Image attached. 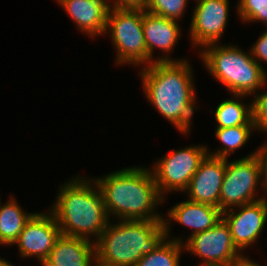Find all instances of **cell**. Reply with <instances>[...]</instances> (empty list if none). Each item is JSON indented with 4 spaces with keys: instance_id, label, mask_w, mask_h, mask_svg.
I'll return each instance as SVG.
<instances>
[{
    "instance_id": "1",
    "label": "cell",
    "mask_w": 267,
    "mask_h": 266,
    "mask_svg": "<svg viewBox=\"0 0 267 266\" xmlns=\"http://www.w3.org/2000/svg\"><path fill=\"white\" fill-rule=\"evenodd\" d=\"M192 72L189 61L183 60L154 61L139 73L149 103L185 135L191 131L198 103Z\"/></svg>"
},
{
    "instance_id": "2",
    "label": "cell",
    "mask_w": 267,
    "mask_h": 266,
    "mask_svg": "<svg viewBox=\"0 0 267 266\" xmlns=\"http://www.w3.org/2000/svg\"><path fill=\"white\" fill-rule=\"evenodd\" d=\"M102 177L94 180L109 219L115 216L119 220L163 221V215L156 210L164 198L149 168L133 166Z\"/></svg>"
},
{
    "instance_id": "3",
    "label": "cell",
    "mask_w": 267,
    "mask_h": 266,
    "mask_svg": "<svg viewBox=\"0 0 267 266\" xmlns=\"http://www.w3.org/2000/svg\"><path fill=\"white\" fill-rule=\"evenodd\" d=\"M58 189L59 194L49 210L56 218L61 234L96 242L110 219L95 180L77 175Z\"/></svg>"
},
{
    "instance_id": "4",
    "label": "cell",
    "mask_w": 267,
    "mask_h": 266,
    "mask_svg": "<svg viewBox=\"0 0 267 266\" xmlns=\"http://www.w3.org/2000/svg\"><path fill=\"white\" fill-rule=\"evenodd\" d=\"M166 238L163 221L109 220L96 245V266H136Z\"/></svg>"
},
{
    "instance_id": "5",
    "label": "cell",
    "mask_w": 267,
    "mask_h": 266,
    "mask_svg": "<svg viewBox=\"0 0 267 266\" xmlns=\"http://www.w3.org/2000/svg\"><path fill=\"white\" fill-rule=\"evenodd\" d=\"M199 57L212 77L232 95H255L267 86V72L251 56L236 45L212 43L200 50Z\"/></svg>"
},
{
    "instance_id": "6",
    "label": "cell",
    "mask_w": 267,
    "mask_h": 266,
    "mask_svg": "<svg viewBox=\"0 0 267 266\" xmlns=\"http://www.w3.org/2000/svg\"><path fill=\"white\" fill-rule=\"evenodd\" d=\"M142 9L109 8L105 33L111 36L116 64L148 66V53L142 27ZM142 64V65H141Z\"/></svg>"
},
{
    "instance_id": "7",
    "label": "cell",
    "mask_w": 267,
    "mask_h": 266,
    "mask_svg": "<svg viewBox=\"0 0 267 266\" xmlns=\"http://www.w3.org/2000/svg\"><path fill=\"white\" fill-rule=\"evenodd\" d=\"M258 184H261L262 190L267 191L262 163L257 151L231 162L226 159V170L220 190L221 211L265 198V196L257 197Z\"/></svg>"
},
{
    "instance_id": "8",
    "label": "cell",
    "mask_w": 267,
    "mask_h": 266,
    "mask_svg": "<svg viewBox=\"0 0 267 266\" xmlns=\"http://www.w3.org/2000/svg\"><path fill=\"white\" fill-rule=\"evenodd\" d=\"M208 146L192 145L173 150L162 156L152 165L154 180L160 195L164 198L169 192H184L201 161L207 155Z\"/></svg>"
},
{
    "instance_id": "9",
    "label": "cell",
    "mask_w": 267,
    "mask_h": 266,
    "mask_svg": "<svg viewBox=\"0 0 267 266\" xmlns=\"http://www.w3.org/2000/svg\"><path fill=\"white\" fill-rule=\"evenodd\" d=\"M184 250L202 259L198 266L210 263L238 262L242 254L234 245L229 225L222 218L214 227L188 236Z\"/></svg>"
},
{
    "instance_id": "10",
    "label": "cell",
    "mask_w": 267,
    "mask_h": 266,
    "mask_svg": "<svg viewBox=\"0 0 267 266\" xmlns=\"http://www.w3.org/2000/svg\"><path fill=\"white\" fill-rule=\"evenodd\" d=\"M60 236L61 230L51 211L34 212L13 245L17 244L21 257H36L42 265Z\"/></svg>"
},
{
    "instance_id": "11",
    "label": "cell",
    "mask_w": 267,
    "mask_h": 266,
    "mask_svg": "<svg viewBox=\"0 0 267 266\" xmlns=\"http://www.w3.org/2000/svg\"><path fill=\"white\" fill-rule=\"evenodd\" d=\"M197 1V2H196ZM189 36L192 47L200 51L204 46L220 43L229 16V0H196ZM195 45V46H194Z\"/></svg>"
},
{
    "instance_id": "12",
    "label": "cell",
    "mask_w": 267,
    "mask_h": 266,
    "mask_svg": "<svg viewBox=\"0 0 267 266\" xmlns=\"http://www.w3.org/2000/svg\"><path fill=\"white\" fill-rule=\"evenodd\" d=\"M222 218L229 225L234 245L243 254L261 237L267 222V199L226 210L222 212Z\"/></svg>"
},
{
    "instance_id": "13",
    "label": "cell",
    "mask_w": 267,
    "mask_h": 266,
    "mask_svg": "<svg viewBox=\"0 0 267 266\" xmlns=\"http://www.w3.org/2000/svg\"><path fill=\"white\" fill-rule=\"evenodd\" d=\"M226 170V159L206 155L187 189L188 200L220 208V190Z\"/></svg>"
},
{
    "instance_id": "14",
    "label": "cell",
    "mask_w": 267,
    "mask_h": 266,
    "mask_svg": "<svg viewBox=\"0 0 267 266\" xmlns=\"http://www.w3.org/2000/svg\"><path fill=\"white\" fill-rule=\"evenodd\" d=\"M177 21L167 19L163 16L152 14L143 10L142 27L145 38V44L148 53V65L154 61H183L184 59H173L168 54L175 48L178 39H180L181 29ZM162 50L164 56L154 57L155 49ZM156 59V60H155Z\"/></svg>"
},
{
    "instance_id": "15",
    "label": "cell",
    "mask_w": 267,
    "mask_h": 266,
    "mask_svg": "<svg viewBox=\"0 0 267 266\" xmlns=\"http://www.w3.org/2000/svg\"><path fill=\"white\" fill-rule=\"evenodd\" d=\"M71 17L80 32L94 38L104 35L109 1L107 0H56Z\"/></svg>"
},
{
    "instance_id": "16",
    "label": "cell",
    "mask_w": 267,
    "mask_h": 266,
    "mask_svg": "<svg viewBox=\"0 0 267 266\" xmlns=\"http://www.w3.org/2000/svg\"><path fill=\"white\" fill-rule=\"evenodd\" d=\"M42 266H96L95 242L61 234Z\"/></svg>"
},
{
    "instance_id": "17",
    "label": "cell",
    "mask_w": 267,
    "mask_h": 266,
    "mask_svg": "<svg viewBox=\"0 0 267 266\" xmlns=\"http://www.w3.org/2000/svg\"><path fill=\"white\" fill-rule=\"evenodd\" d=\"M167 214L170 221L193 229L190 236L214 227L222 219L220 208L188 199L174 205Z\"/></svg>"
},
{
    "instance_id": "18",
    "label": "cell",
    "mask_w": 267,
    "mask_h": 266,
    "mask_svg": "<svg viewBox=\"0 0 267 266\" xmlns=\"http://www.w3.org/2000/svg\"><path fill=\"white\" fill-rule=\"evenodd\" d=\"M33 214L25 212L14 196L6 204L0 202V245H13Z\"/></svg>"
},
{
    "instance_id": "19",
    "label": "cell",
    "mask_w": 267,
    "mask_h": 266,
    "mask_svg": "<svg viewBox=\"0 0 267 266\" xmlns=\"http://www.w3.org/2000/svg\"><path fill=\"white\" fill-rule=\"evenodd\" d=\"M166 229V238L150 254L144 255L136 266H180V256L184 250L182 237H170V221L163 219Z\"/></svg>"
},
{
    "instance_id": "20",
    "label": "cell",
    "mask_w": 267,
    "mask_h": 266,
    "mask_svg": "<svg viewBox=\"0 0 267 266\" xmlns=\"http://www.w3.org/2000/svg\"><path fill=\"white\" fill-rule=\"evenodd\" d=\"M243 97L245 98L247 96L232 94V98L222 101L216 107L214 112L217 123L216 128H230L239 125H254L252 100L246 105L242 102Z\"/></svg>"
},
{
    "instance_id": "21",
    "label": "cell",
    "mask_w": 267,
    "mask_h": 266,
    "mask_svg": "<svg viewBox=\"0 0 267 266\" xmlns=\"http://www.w3.org/2000/svg\"><path fill=\"white\" fill-rule=\"evenodd\" d=\"M252 131H255L254 125H239L230 128H216L215 136L220 141L222 146L210 152L207 150V154L214 157L228 159L230 154L234 151L242 148L251 137Z\"/></svg>"
},
{
    "instance_id": "22",
    "label": "cell",
    "mask_w": 267,
    "mask_h": 266,
    "mask_svg": "<svg viewBox=\"0 0 267 266\" xmlns=\"http://www.w3.org/2000/svg\"><path fill=\"white\" fill-rule=\"evenodd\" d=\"M188 0H148L145 11L179 21L185 12Z\"/></svg>"
},
{
    "instance_id": "23",
    "label": "cell",
    "mask_w": 267,
    "mask_h": 266,
    "mask_svg": "<svg viewBox=\"0 0 267 266\" xmlns=\"http://www.w3.org/2000/svg\"><path fill=\"white\" fill-rule=\"evenodd\" d=\"M236 8L243 23L257 21L267 27V0H238Z\"/></svg>"
},
{
    "instance_id": "24",
    "label": "cell",
    "mask_w": 267,
    "mask_h": 266,
    "mask_svg": "<svg viewBox=\"0 0 267 266\" xmlns=\"http://www.w3.org/2000/svg\"><path fill=\"white\" fill-rule=\"evenodd\" d=\"M260 91L252 100L253 123L255 130L267 134V89Z\"/></svg>"
},
{
    "instance_id": "25",
    "label": "cell",
    "mask_w": 267,
    "mask_h": 266,
    "mask_svg": "<svg viewBox=\"0 0 267 266\" xmlns=\"http://www.w3.org/2000/svg\"><path fill=\"white\" fill-rule=\"evenodd\" d=\"M251 56L263 68L261 61L267 63V30L260 35L258 40L250 48Z\"/></svg>"
},
{
    "instance_id": "26",
    "label": "cell",
    "mask_w": 267,
    "mask_h": 266,
    "mask_svg": "<svg viewBox=\"0 0 267 266\" xmlns=\"http://www.w3.org/2000/svg\"><path fill=\"white\" fill-rule=\"evenodd\" d=\"M112 1L108 3L109 8L145 10L148 0H112ZM111 2L112 4H110Z\"/></svg>"
},
{
    "instance_id": "27",
    "label": "cell",
    "mask_w": 267,
    "mask_h": 266,
    "mask_svg": "<svg viewBox=\"0 0 267 266\" xmlns=\"http://www.w3.org/2000/svg\"><path fill=\"white\" fill-rule=\"evenodd\" d=\"M256 151L262 163L264 181L267 186V142H264Z\"/></svg>"
},
{
    "instance_id": "28",
    "label": "cell",
    "mask_w": 267,
    "mask_h": 266,
    "mask_svg": "<svg viewBox=\"0 0 267 266\" xmlns=\"http://www.w3.org/2000/svg\"><path fill=\"white\" fill-rule=\"evenodd\" d=\"M237 266H261V264H259V262L257 263L254 260L252 261V259L250 260L248 256H245L243 259L237 262Z\"/></svg>"
},
{
    "instance_id": "29",
    "label": "cell",
    "mask_w": 267,
    "mask_h": 266,
    "mask_svg": "<svg viewBox=\"0 0 267 266\" xmlns=\"http://www.w3.org/2000/svg\"><path fill=\"white\" fill-rule=\"evenodd\" d=\"M202 266H237V262L210 263Z\"/></svg>"
},
{
    "instance_id": "30",
    "label": "cell",
    "mask_w": 267,
    "mask_h": 266,
    "mask_svg": "<svg viewBox=\"0 0 267 266\" xmlns=\"http://www.w3.org/2000/svg\"><path fill=\"white\" fill-rule=\"evenodd\" d=\"M0 266H15V265L7 261L5 258L4 259L0 258Z\"/></svg>"
}]
</instances>
